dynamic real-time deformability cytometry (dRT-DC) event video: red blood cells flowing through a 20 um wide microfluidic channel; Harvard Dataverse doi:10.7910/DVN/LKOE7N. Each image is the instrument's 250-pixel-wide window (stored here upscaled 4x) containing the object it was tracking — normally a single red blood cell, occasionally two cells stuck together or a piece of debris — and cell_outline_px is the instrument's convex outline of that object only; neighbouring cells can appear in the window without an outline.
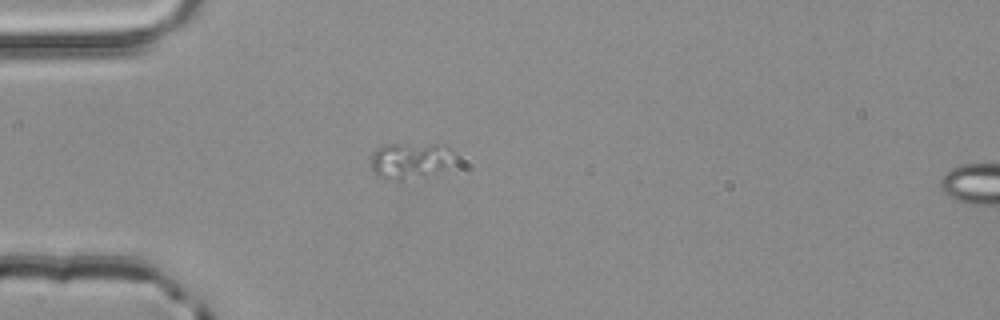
{"species": "common noctule bat (a hibernating species)", "species_latin": "Nyctalus noctula", "temperature_condition": "room temperature", "stored_images_in_passage": 3, "camera_frame_rate_fps": 3000, "um_per_image_px": 0.085, "animal": {"sex": "male", "body_mass_g": 20.4}, "frame": {"image": 1, "passage_image": 3, "time_ms": 0.667, "image_size_px": [1000, 320], "cell_outline_px": [[456, 156], [444, 168], [436, 172], [404, 180], [384, 180], [376, 176], [372, 172], [372, 152], [376, 148], [388, 144], [444, 144], [456, 152]], "centroid_in_image_um": [34.85, 13.63], "position_along_channel_um": 50.2, "area_um2": 17.8}}